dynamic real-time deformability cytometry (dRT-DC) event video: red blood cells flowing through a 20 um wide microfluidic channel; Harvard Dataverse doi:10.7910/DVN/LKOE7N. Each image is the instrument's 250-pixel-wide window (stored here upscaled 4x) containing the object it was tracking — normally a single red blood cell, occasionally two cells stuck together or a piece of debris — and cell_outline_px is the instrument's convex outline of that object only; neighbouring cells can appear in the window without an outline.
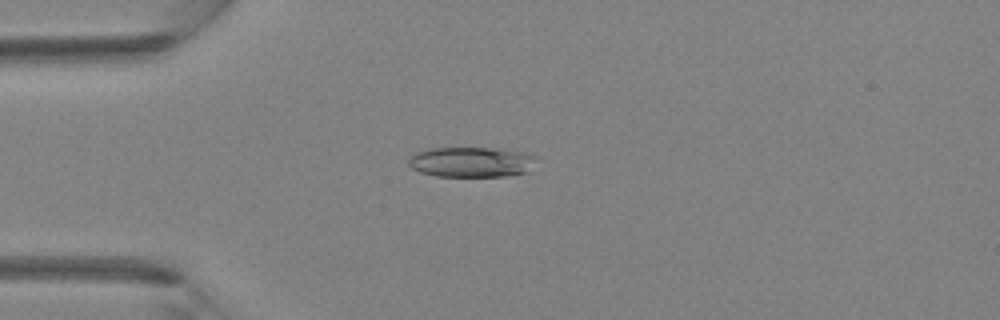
{"species": "Egyptian fruit bat (a non-hibernating species)", "species_latin": "Rousettus aegyptiacus", "temperature_condition": "room temperature", "stored_images_in_passage": 4, "camera_frame_rate_fps": 3000, "um_per_image_px": 0.085, "animal": {"sex": "female"}, "frame": {"image": 1, "passage_image": 3, "time_ms": 0.667, "image_size_px": [1000, 320], "cell_outline_px": [[536, 156], [528, 172], [508, 176], [436, 176], [420, 172], [412, 168], [408, 164], [408, 160], [416, 152], [432, 148], [492, 148], [524, 152]], "centroid_in_image_um": [40.05, 13.77], "position_along_channel_um": 44.9, "area_um2": 22.37}}